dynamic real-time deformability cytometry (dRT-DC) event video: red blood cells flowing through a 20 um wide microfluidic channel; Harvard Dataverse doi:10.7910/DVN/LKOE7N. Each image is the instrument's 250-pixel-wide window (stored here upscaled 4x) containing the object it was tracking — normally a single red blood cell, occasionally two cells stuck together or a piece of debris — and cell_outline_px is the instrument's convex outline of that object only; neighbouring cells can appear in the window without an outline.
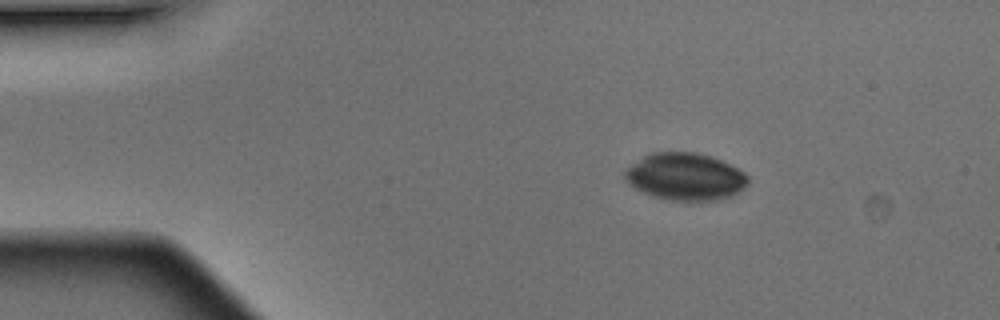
{"species": "Egyptian fruit bat (a non-hibernating species)", "species_latin": "Rousettus aegyptiacus", "temperature_condition": "warm", "stored_images_in_passage": 5, "camera_frame_rate_fps": 3000, "um_per_image_px": 0.085, "animal": {"sex": "male"}, "frame": {"image": 1, "passage_image": 3, "time_ms": 0.667, "image_size_px": [1000, 320], "cell_outline_px": [[748, 184], [744, 188], [732, 196], [716, 200], [688, 204], [668, 200], [652, 196], [628, 184], [624, 180], [624, 172], [632, 164], [644, 156], [652, 152], [696, 152], [712, 156], [744, 172], [748, 176]], "centroid_in_image_um": [58.26, 15.06], "position_along_channel_um": 26.7, "area_um2": 34.51}}